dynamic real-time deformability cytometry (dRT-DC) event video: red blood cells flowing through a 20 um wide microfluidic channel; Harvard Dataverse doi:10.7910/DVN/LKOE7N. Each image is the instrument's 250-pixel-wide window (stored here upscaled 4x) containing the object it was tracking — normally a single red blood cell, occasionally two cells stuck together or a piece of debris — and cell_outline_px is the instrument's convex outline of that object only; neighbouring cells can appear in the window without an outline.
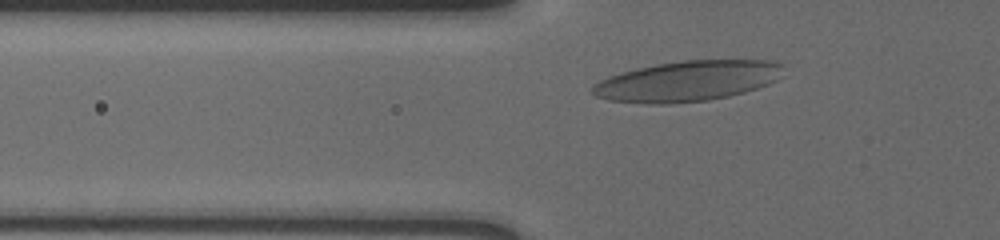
{"species": "human", "species_latin": "Homo sapiens", "temperature_condition": "cold", "stored_images_in_passage": 38, "camera_frame_rate_fps": 3000, "um_per_image_px": 0.085, "donor": {"sex": "male"}, "frame": {"image": 1, "passage_image": 8, "time_ms": 2.333, "image_size_px": [1000, 240], "cell_outline_px": [[784, 64], [776, 80], [768, 84], [744, 92], [728, 96], [708, 100], [668, 104], [648, 104], [608, 100], [596, 96], [592, 92], [592, 84], [608, 76], [620, 72], [636, 68], [656, 64], [684, 60], [768, 60]], "centroid_in_image_um": [58.38, 6.89], "position_along_channel_um": 67.4, "area_um2": 44.97}}
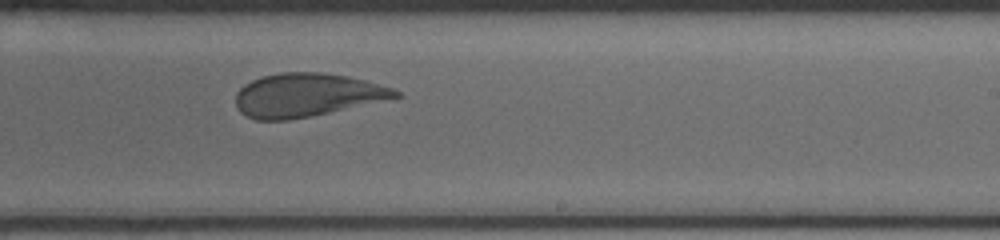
{"frame": {"image": 2, "passage_image": 25, "time_ms": 8.0, "image_size_px": [1000, 240], "cell_outline_px": [[400, 96], [328, 112], [288, 120], [256, 120], [240, 112], [236, 104], [236, 92], [244, 84], [252, 80], [264, 76], [280, 72], [324, 72], [348, 76], [364, 80], [392, 88], [400, 92]], "centroid_in_image_um": [26.01, 8.06], "position_along_channel_um": 263.0, "area_um2": 39.82}}
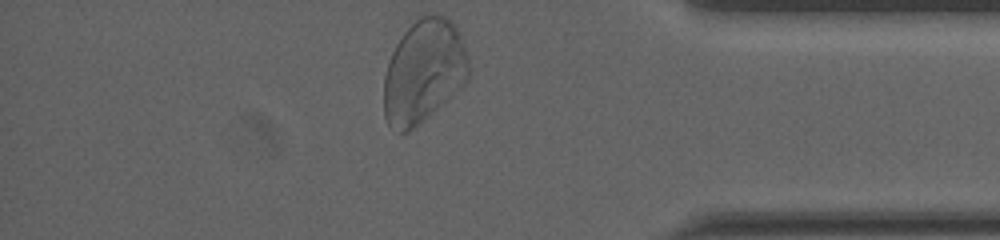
{"frame": {"image": 3, "passage_image": 38, "time_ms": 12.333, "image_size_px": [1000, 240], "cell_outline_px": [[468, 76], [464, 84], [408, 132], [400, 132], [388, 124], [384, 116], [384, 76], [388, 60], [396, 44], [404, 32], [420, 16], [432, 12], [436, 12], [444, 16], [456, 28], [460, 36], [468, 60]], "centroid_in_image_um": [35.98, 6.03], "position_along_channel_um": 399.2, "area_um2": 50.29}, "authors_computed_cell_mechanics": {"area_um2": 42.194, "velocity_mm_per_s": 3.5663, "shape_relaxation_time_tau1_ms": 7.5579, "shape_relaxation_time_tau2_ms": 0.6752, "deformation_change_tau1": 0.187, "deformation_change_tau2": 0.0836}}